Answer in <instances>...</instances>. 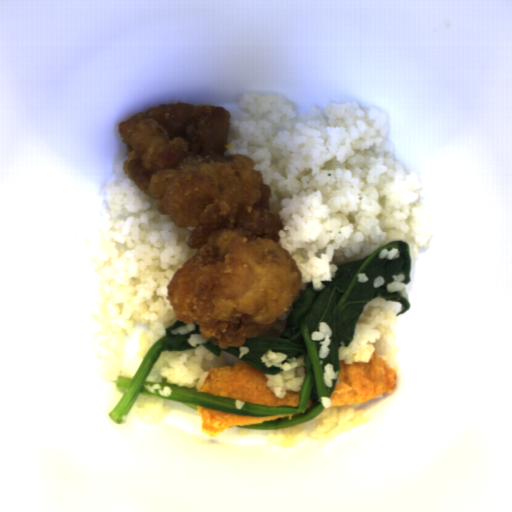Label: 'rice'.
Segmentation results:
<instances>
[{
    "instance_id": "acb35da6",
    "label": "rice",
    "mask_w": 512,
    "mask_h": 512,
    "mask_svg": "<svg viewBox=\"0 0 512 512\" xmlns=\"http://www.w3.org/2000/svg\"><path fill=\"white\" fill-rule=\"evenodd\" d=\"M320 402L323 409L313 420L268 432L266 442L289 447L301 441H327L358 428L369 419L364 410L333 408L332 399L328 396H321Z\"/></svg>"
},
{
    "instance_id": "b023fe2a",
    "label": "rice",
    "mask_w": 512,
    "mask_h": 512,
    "mask_svg": "<svg viewBox=\"0 0 512 512\" xmlns=\"http://www.w3.org/2000/svg\"><path fill=\"white\" fill-rule=\"evenodd\" d=\"M389 303L375 297L366 305L353 327L352 341L338 350L339 363L344 361L349 365L371 360L377 342L384 339L391 326L394 311Z\"/></svg>"
},
{
    "instance_id": "50a67109",
    "label": "rice",
    "mask_w": 512,
    "mask_h": 512,
    "mask_svg": "<svg viewBox=\"0 0 512 512\" xmlns=\"http://www.w3.org/2000/svg\"><path fill=\"white\" fill-rule=\"evenodd\" d=\"M380 260H392L397 259L400 257V251L399 248H393V249H381L378 254Z\"/></svg>"
},
{
    "instance_id": "8eca5e8b",
    "label": "rice",
    "mask_w": 512,
    "mask_h": 512,
    "mask_svg": "<svg viewBox=\"0 0 512 512\" xmlns=\"http://www.w3.org/2000/svg\"><path fill=\"white\" fill-rule=\"evenodd\" d=\"M186 341L190 348L177 351L163 350L158 355L146 378L147 381L154 382V385L145 384L148 392L169 397L173 390L167 384L161 385V379L179 388L200 390L208 376V370L235 365L250 350L248 346L242 345L238 347L237 357L222 352L216 355L206 348L208 340H204L200 333L189 335Z\"/></svg>"
},
{
    "instance_id": "6a4a8fe4",
    "label": "rice",
    "mask_w": 512,
    "mask_h": 512,
    "mask_svg": "<svg viewBox=\"0 0 512 512\" xmlns=\"http://www.w3.org/2000/svg\"><path fill=\"white\" fill-rule=\"evenodd\" d=\"M384 282H385L384 277H382V276L380 275V276H377V277H376V279H375V281H374L373 285H374V287H375V288H376V287H380V286L384 285Z\"/></svg>"
},
{
    "instance_id": "e7b20468",
    "label": "rice",
    "mask_w": 512,
    "mask_h": 512,
    "mask_svg": "<svg viewBox=\"0 0 512 512\" xmlns=\"http://www.w3.org/2000/svg\"><path fill=\"white\" fill-rule=\"evenodd\" d=\"M289 319L288 309L287 312L282 313L277 318V322L273 324V326L269 330H261L259 335L266 336H276L279 335L287 326V322Z\"/></svg>"
},
{
    "instance_id": "a3056103",
    "label": "rice",
    "mask_w": 512,
    "mask_h": 512,
    "mask_svg": "<svg viewBox=\"0 0 512 512\" xmlns=\"http://www.w3.org/2000/svg\"><path fill=\"white\" fill-rule=\"evenodd\" d=\"M130 410L134 417L153 422L166 417L170 412V406L169 401L143 394L134 401Z\"/></svg>"
},
{
    "instance_id": "0b520998",
    "label": "rice",
    "mask_w": 512,
    "mask_h": 512,
    "mask_svg": "<svg viewBox=\"0 0 512 512\" xmlns=\"http://www.w3.org/2000/svg\"><path fill=\"white\" fill-rule=\"evenodd\" d=\"M405 280H406V276L403 273L392 276V282H389L387 285V292H389V293L390 292H398L408 302L409 299L406 294V284L403 283Z\"/></svg>"
},
{
    "instance_id": "023b6e5f",
    "label": "rice",
    "mask_w": 512,
    "mask_h": 512,
    "mask_svg": "<svg viewBox=\"0 0 512 512\" xmlns=\"http://www.w3.org/2000/svg\"><path fill=\"white\" fill-rule=\"evenodd\" d=\"M114 157L116 178L106 185L110 219L91 242L90 256L101 276L102 304L92 313L105 360L124 358L130 330L145 325L138 354L144 359L153 343L178 322L167 286L178 268L196 255L188 241L196 227L178 228L156 208L158 198L144 193L125 174L126 152Z\"/></svg>"
},
{
    "instance_id": "fb1fb577",
    "label": "rice",
    "mask_w": 512,
    "mask_h": 512,
    "mask_svg": "<svg viewBox=\"0 0 512 512\" xmlns=\"http://www.w3.org/2000/svg\"><path fill=\"white\" fill-rule=\"evenodd\" d=\"M196 328V323H186L185 325L173 330L171 333L172 335H186L192 331H194Z\"/></svg>"
},
{
    "instance_id": "5b1b7eff",
    "label": "rice",
    "mask_w": 512,
    "mask_h": 512,
    "mask_svg": "<svg viewBox=\"0 0 512 512\" xmlns=\"http://www.w3.org/2000/svg\"><path fill=\"white\" fill-rule=\"evenodd\" d=\"M356 277H357L359 283H367V281H368L366 272L357 273Z\"/></svg>"
},
{
    "instance_id": "f2f60c81",
    "label": "rice",
    "mask_w": 512,
    "mask_h": 512,
    "mask_svg": "<svg viewBox=\"0 0 512 512\" xmlns=\"http://www.w3.org/2000/svg\"><path fill=\"white\" fill-rule=\"evenodd\" d=\"M310 335L312 340L320 346L318 359L326 358L330 353L332 340V328L329 322L324 320L320 322L317 329L311 332Z\"/></svg>"
},
{
    "instance_id": "d2b440a0",
    "label": "rice",
    "mask_w": 512,
    "mask_h": 512,
    "mask_svg": "<svg viewBox=\"0 0 512 512\" xmlns=\"http://www.w3.org/2000/svg\"><path fill=\"white\" fill-rule=\"evenodd\" d=\"M339 380V373L334 372V364L328 363L326 364L324 370H323V376L322 381L323 384L327 387L333 386V382Z\"/></svg>"
},
{
    "instance_id": "652b925c",
    "label": "rice",
    "mask_w": 512,
    "mask_h": 512,
    "mask_svg": "<svg viewBox=\"0 0 512 512\" xmlns=\"http://www.w3.org/2000/svg\"><path fill=\"white\" fill-rule=\"evenodd\" d=\"M224 156L256 162L270 186L269 213L283 229L277 244L301 271L304 290L321 291L340 265L404 241L410 261L429 243L412 222L418 177L394 160L387 112L356 101L298 110L284 95L242 94L230 114Z\"/></svg>"
},
{
    "instance_id": "e3fd555f",
    "label": "rice",
    "mask_w": 512,
    "mask_h": 512,
    "mask_svg": "<svg viewBox=\"0 0 512 512\" xmlns=\"http://www.w3.org/2000/svg\"><path fill=\"white\" fill-rule=\"evenodd\" d=\"M261 359L268 368L280 369L276 374L264 375L265 386L275 397L281 399L301 389L306 375L304 354L288 356L268 348Z\"/></svg>"
}]
</instances>
